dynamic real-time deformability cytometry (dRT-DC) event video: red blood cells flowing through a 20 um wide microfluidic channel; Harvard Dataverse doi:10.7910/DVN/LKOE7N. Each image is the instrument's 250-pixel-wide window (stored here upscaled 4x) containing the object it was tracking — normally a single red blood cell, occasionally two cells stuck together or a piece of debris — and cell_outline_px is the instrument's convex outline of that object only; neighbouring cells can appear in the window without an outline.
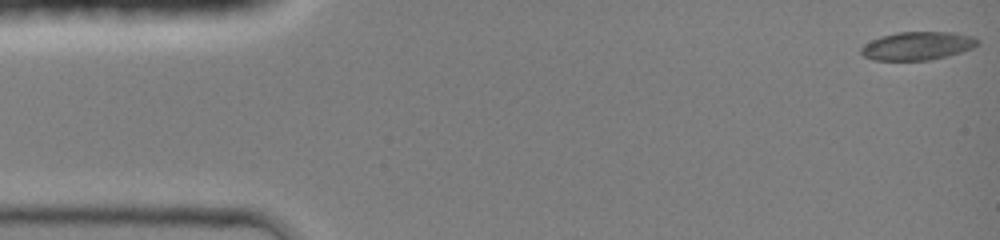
{"species": "common noctule bat (a hibernating species)", "species_latin": "Nyctalus noctula", "temperature_condition": "room temperature", "stored_images_in_passage": 45, "camera_frame_rate_fps": 3000, "um_per_image_px": 0.085, "animal": {"sex": "female", "body_mass_g": 19.0, "forearm_length_mm": 51.5}, "frame": {"image": 1, "passage_image": 1, "time_ms": 0.0, "image_size_px": [1000, 240], "cell_outline_px": [[980, 44], [972, 48], [948, 56], [932, 60], [872, 60], [864, 56], [860, 52], [860, 48], [864, 44], [880, 36], [896, 32], [956, 32], [972, 36], [980, 40]], "centroid_in_image_um": [78.0, 3.89], "position_along_channel_um": 7.0, "area_um2": 19.42}}
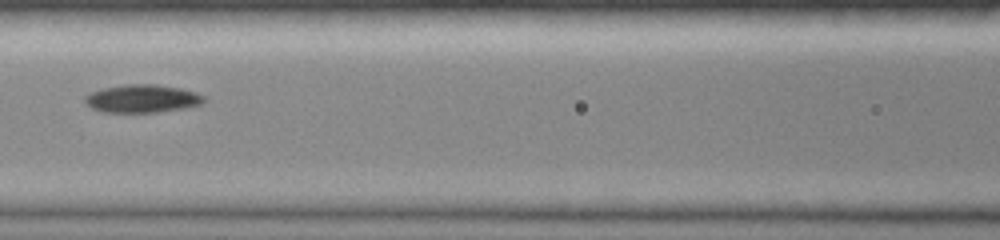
{"frame": {"image": 2, "passage_image": 20, "time_ms": 6.333, "image_size_px": [1000, 240], "cell_outline_px": [[204, 100], [200, 104], [184, 108], [160, 112], [104, 112], [92, 108], [84, 104], [84, 96], [88, 92], [104, 88], [128, 84], [156, 84], [180, 88], [196, 92], [204, 96]], "centroid_in_image_um": [12.04, 8.38], "position_along_channel_um": 154.6, "area_um2": 19.48}}
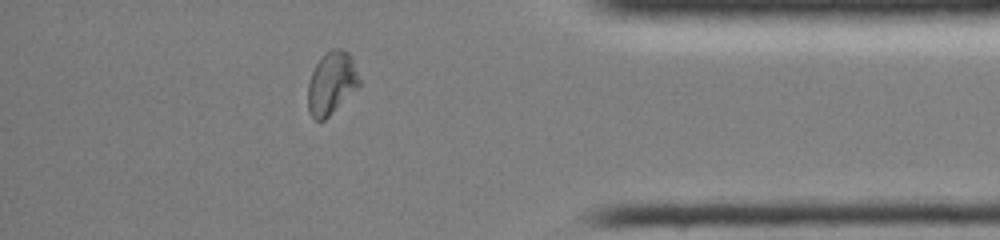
{"frame": {"image": 3, "passage_image": 39, "time_ms": 12.667, "image_size_px": [1000, 240], "cell_outline_px": [[360, 84], [324, 120], [316, 120], [308, 112], [308, 84], [312, 72], [316, 64], [324, 52], [332, 48], [340, 48], [348, 52], [352, 56], [360, 80]], "centroid_in_image_um": [28.17, 7.02], "position_along_channel_um": 407.0, "area_um2": 18.55}, "authors_computed_cell_mechanics": {"area_um2": 18.8428, "velocity_mm_per_s": 4.2374, "shape_relaxation_time_tau1_ms": 9.1522, "shape_relaxation_time_tau2_ms": 7.8077, "deformation_change_tau1": 0.2102, "deformation_change_tau2": 0.1109}}